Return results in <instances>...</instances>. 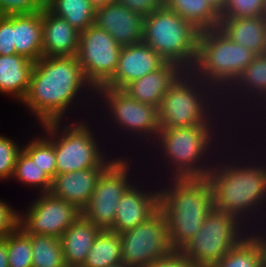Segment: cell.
Here are the masks:
<instances>
[{"label": "cell", "instance_id": "1", "mask_svg": "<svg viewBox=\"0 0 266 267\" xmlns=\"http://www.w3.org/2000/svg\"><path fill=\"white\" fill-rule=\"evenodd\" d=\"M228 148L220 150L207 175L213 190L214 208L236 216L250 230H262L266 227V224L263 226L266 223V156L261 162L253 157L250 160L241 158L242 154L235 156L236 151L223 155L230 152Z\"/></svg>", "mask_w": 266, "mask_h": 267}, {"label": "cell", "instance_id": "2", "mask_svg": "<svg viewBox=\"0 0 266 267\" xmlns=\"http://www.w3.org/2000/svg\"><path fill=\"white\" fill-rule=\"evenodd\" d=\"M93 96L96 89L87 80L77 56L41 57L34 64L29 90L21 105L34 115L38 124H44L67 119L76 102L74 108L78 102L83 106L78 99L88 104L92 97L95 104Z\"/></svg>", "mask_w": 266, "mask_h": 267}, {"label": "cell", "instance_id": "3", "mask_svg": "<svg viewBox=\"0 0 266 267\" xmlns=\"http://www.w3.org/2000/svg\"><path fill=\"white\" fill-rule=\"evenodd\" d=\"M224 127L223 125H197L164 128L157 134L151 149L153 150L154 147L156 152L159 151L161 160L164 161L159 163L161 165L164 163L166 169L170 168L167 177L169 175L171 179L207 178L220 149L224 145L226 147L232 146L229 145L231 143H228L227 138L233 133L231 130L228 131L227 127L223 129ZM222 130L225 131L226 139L223 138ZM226 132H228L227 136ZM225 140L227 141L225 142Z\"/></svg>", "mask_w": 266, "mask_h": 267}, {"label": "cell", "instance_id": "4", "mask_svg": "<svg viewBox=\"0 0 266 267\" xmlns=\"http://www.w3.org/2000/svg\"><path fill=\"white\" fill-rule=\"evenodd\" d=\"M166 180L159 188V210L165 217L171 247L180 251L214 208L213 190L207 178Z\"/></svg>", "mask_w": 266, "mask_h": 267}, {"label": "cell", "instance_id": "5", "mask_svg": "<svg viewBox=\"0 0 266 267\" xmlns=\"http://www.w3.org/2000/svg\"><path fill=\"white\" fill-rule=\"evenodd\" d=\"M158 111L161 129L197 125H225L228 130L236 129L230 120L224 121L228 117L222 109L221 96L192 71H185L166 91Z\"/></svg>", "mask_w": 266, "mask_h": 267}, {"label": "cell", "instance_id": "6", "mask_svg": "<svg viewBox=\"0 0 266 267\" xmlns=\"http://www.w3.org/2000/svg\"><path fill=\"white\" fill-rule=\"evenodd\" d=\"M255 54L234 43L220 29L200 32L198 54L191 71L222 96L252 62Z\"/></svg>", "mask_w": 266, "mask_h": 267}, {"label": "cell", "instance_id": "7", "mask_svg": "<svg viewBox=\"0 0 266 267\" xmlns=\"http://www.w3.org/2000/svg\"><path fill=\"white\" fill-rule=\"evenodd\" d=\"M65 122L67 120L39 125L40 129H43L44 136L54 145L56 174L109 166L116 159L111 156L109 158L105 153L88 120L84 118V121L74 119L70 120L72 123Z\"/></svg>", "mask_w": 266, "mask_h": 267}, {"label": "cell", "instance_id": "8", "mask_svg": "<svg viewBox=\"0 0 266 267\" xmlns=\"http://www.w3.org/2000/svg\"><path fill=\"white\" fill-rule=\"evenodd\" d=\"M200 31L164 6L154 10L143 20L142 42L158 53L166 62L191 71L198 54Z\"/></svg>", "mask_w": 266, "mask_h": 267}, {"label": "cell", "instance_id": "9", "mask_svg": "<svg viewBox=\"0 0 266 267\" xmlns=\"http://www.w3.org/2000/svg\"><path fill=\"white\" fill-rule=\"evenodd\" d=\"M250 231L236 216L213 208L180 251L196 267H212Z\"/></svg>", "mask_w": 266, "mask_h": 267}, {"label": "cell", "instance_id": "10", "mask_svg": "<svg viewBox=\"0 0 266 267\" xmlns=\"http://www.w3.org/2000/svg\"><path fill=\"white\" fill-rule=\"evenodd\" d=\"M95 97L99 100L96 104L101 105L99 112L100 108L102 112L105 109L104 117L106 118V115L107 117L109 115L108 120L111 119L108 124H110L109 126L114 124L113 128L117 133L124 135L123 132H125L126 137L128 134V136L131 135V139L135 137V140L138 139V141L141 137V142L143 140L144 145L146 140L149 141L146 144L153 145L157 134L161 130L158 107L137 101L123 89L100 87L96 89Z\"/></svg>", "mask_w": 266, "mask_h": 267}, {"label": "cell", "instance_id": "11", "mask_svg": "<svg viewBox=\"0 0 266 267\" xmlns=\"http://www.w3.org/2000/svg\"><path fill=\"white\" fill-rule=\"evenodd\" d=\"M118 157L98 178L90 200L81 211V216L101 230H111L117 206L126 190L134 183L130 174L131 158ZM132 180V181H131Z\"/></svg>", "mask_w": 266, "mask_h": 267}, {"label": "cell", "instance_id": "12", "mask_svg": "<svg viewBox=\"0 0 266 267\" xmlns=\"http://www.w3.org/2000/svg\"><path fill=\"white\" fill-rule=\"evenodd\" d=\"M119 234L122 264L127 267H148L173 251L165 217L160 210L135 228Z\"/></svg>", "mask_w": 266, "mask_h": 267}, {"label": "cell", "instance_id": "13", "mask_svg": "<svg viewBox=\"0 0 266 267\" xmlns=\"http://www.w3.org/2000/svg\"><path fill=\"white\" fill-rule=\"evenodd\" d=\"M122 47L95 24L80 32L77 58L91 85L98 89L115 74Z\"/></svg>", "mask_w": 266, "mask_h": 267}, {"label": "cell", "instance_id": "14", "mask_svg": "<svg viewBox=\"0 0 266 267\" xmlns=\"http://www.w3.org/2000/svg\"><path fill=\"white\" fill-rule=\"evenodd\" d=\"M31 205L19 211V226L28 234H39L60 238L80 216L74 205L51 193L37 195Z\"/></svg>", "mask_w": 266, "mask_h": 267}, {"label": "cell", "instance_id": "15", "mask_svg": "<svg viewBox=\"0 0 266 267\" xmlns=\"http://www.w3.org/2000/svg\"><path fill=\"white\" fill-rule=\"evenodd\" d=\"M233 102L235 105L233 104ZM238 103H239V106H238ZM252 103L253 105H251ZM221 104H222V109L224 108L223 111H226L229 114L230 112H232L231 113L232 115L227 114V117L229 118L230 121L231 120L242 121L243 119V118L240 119V117H238L240 113L236 114L235 112H233L236 110L237 106H238L237 110L239 109V112H240V109L242 110V107H245V108L247 107L249 111L251 109L253 110V107H255V109H257L261 114L263 110H264L263 112L265 113V110H266V53L258 54L254 56L252 62L241 72V74L238 76V78L232 84V86L221 96ZM229 105L231 106V108ZM232 108H235V110ZM234 114L237 115V117ZM233 115L234 117L233 119H231ZM235 117L236 119H234Z\"/></svg>", "mask_w": 266, "mask_h": 267}, {"label": "cell", "instance_id": "16", "mask_svg": "<svg viewBox=\"0 0 266 267\" xmlns=\"http://www.w3.org/2000/svg\"><path fill=\"white\" fill-rule=\"evenodd\" d=\"M137 181L139 180L134 181L126 190L118 203L115 221L111 229L113 232L121 233L135 228L159 210L160 193L158 186L156 188L155 185V189L152 187L153 190L152 188L146 190V185L138 186L140 181L139 183Z\"/></svg>", "mask_w": 266, "mask_h": 267}, {"label": "cell", "instance_id": "17", "mask_svg": "<svg viewBox=\"0 0 266 267\" xmlns=\"http://www.w3.org/2000/svg\"><path fill=\"white\" fill-rule=\"evenodd\" d=\"M167 62L143 42L122 47L114 76L102 87L124 89L131 82L161 69Z\"/></svg>", "mask_w": 266, "mask_h": 267}, {"label": "cell", "instance_id": "18", "mask_svg": "<svg viewBox=\"0 0 266 267\" xmlns=\"http://www.w3.org/2000/svg\"><path fill=\"white\" fill-rule=\"evenodd\" d=\"M143 20L117 2L95 9L94 24L108 32L121 47L142 42Z\"/></svg>", "mask_w": 266, "mask_h": 267}, {"label": "cell", "instance_id": "19", "mask_svg": "<svg viewBox=\"0 0 266 267\" xmlns=\"http://www.w3.org/2000/svg\"><path fill=\"white\" fill-rule=\"evenodd\" d=\"M108 166L56 174L49 193L76 206L80 211L93 194L98 178Z\"/></svg>", "mask_w": 266, "mask_h": 267}, {"label": "cell", "instance_id": "20", "mask_svg": "<svg viewBox=\"0 0 266 267\" xmlns=\"http://www.w3.org/2000/svg\"><path fill=\"white\" fill-rule=\"evenodd\" d=\"M80 32L65 19L43 8V57L77 56Z\"/></svg>", "mask_w": 266, "mask_h": 267}, {"label": "cell", "instance_id": "21", "mask_svg": "<svg viewBox=\"0 0 266 267\" xmlns=\"http://www.w3.org/2000/svg\"><path fill=\"white\" fill-rule=\"evenodd\" d=\"M185 71L180 65L167 62L161 69L131 82L123 90L141 103L159 107L163 95Z\"/></svg>", "mask_w": 266, "mask_h": 267}, {"label": "cell", "instance_id": "22", "mask_svg": "<svg viewBox=\"0 0 266 267\" xmlns=\"http://www.w3.org/2000/svg\"><path fill=\"white\" fill-rule=\"evenodd\" d=\"M219 28L234 43L255 55L266 53V15L261 17L221 18Z\"/></svg>", "mask_w": 266, "mask_h": 267}, {"label": "cell", "instance_id": "23", "mask_svg": "<svg viewBox=\"0 0 266 267\" xmlns=\"http://www.w3.org/2000/svg\"><path fill=\"white\" fill-rule=\"evenodd\" d=\"M35 62L19 54L0 55V94L25 99Z\"/></svg>", "mask_w": 266, "mask_h": 267}, {"label": "cell", "instance_id": "24", "mask_svg": "<svg viewBox=\"0 0 266 267\" xmlns=\"http://www.w3.org/2000/svg\"><path fill=\"white\" fill-rule=\"evenodd\" d=\"M43 9L13 15V44L16 54L36 62L42 53Z\"/></svg>", "mask_w": 266, "mask_h": 267}, {"label": "cell", "instance_id": "25", "mask_svg": "<svg viewBox=\"0 0 266 267\" xmlns=\"http://www.w3.org/2000/svg\"><path fill=\"white\" fill-rule=\"evenodd\" d=\"M101 229L80 216L61 235L60 242L68 267H81Z\"/></svg>", "mask_w": 266, "mask_h": 267}, {"label": "cell", "instance_id": "26", "mask_svg": "<svg viewBox=\"0 0 266 267\" xmlns=\"http://www.w3.org/2000/svg\"><path fill=\"white\" fill-rule=\"evenodd\" d=\"M266 259V238L261 230H251L212 267H261Z\"/></svg>", "mask_w": 266, "mask_h": 267}, {"label": "cell", "instance_id": "27", "mask_svg": "<svg viewBox=\"0 0 266 267\" xmlns=\"http://www.w3.org/2000/svg\"><path fill=\"white\" fill-rule=\"evenodd\" d=\"M163 6L200 32L219 28L220 13L207 0H163Z\"/></svg>", "mask_w": 266, "mask_h": 267}, {"label": "cell", "instance_id": "28", "mask_svg": "<svg viewBox=\"0 0 266 267\" xmlns=\"http://www.w3.org/2000/svg\"><path fill=\"white\" fill-rule=\"evenodd\" d=\"M120 234L101 230L92 244L82 267H117L122 265Z\"/></svg>", "mask_w": 266, "mask_h": 267}, {"label": "cell", "instance_id": "29", "mask_svg": "<svg viewBox=\"0 0 266 267\" xmlns=\"http://www.w3.org/2000/svg\"><path fill=\"white\" fill-rule=\"evenodd\" d=\"M44 6L52 14L65 19L79 32L94 25L96 8L90 0H48Z\"/></svg>", "mask_w": 266, "mask_h": 267}, {"label": "cell", "instance_id": "30", "mask_svg": "<svg viewBox=\"0 0 266 267\" xmlns=\"http://www.w3.org/2000/svg\"><path fill=\"white\" fill-rule=\"evenodd\" d=\"M32 243V267H65L60 238L29 234Z\"/></svg>", "mask_w": 266, "mask_h": 267}, {"label": "cell", "instance_id": "31", "mask_svg": "<svg viewBox=\"0 0 266 267\" xmlns=\"http://www.w3.org/2000/svg\"><path fill=\"white\" fill-rule=\"evenodd\" d=\"M11 179L20 181L21 184L32 187L31 189L36 188L39 194L50 192L52 186V179L23 149L18 155Z\"/></svg>", "mask_w": 266, "mask_h": 267}, {"label": "cell", "instance_id": "32", "mask_svg": "<svg viewBox=\"0 0 266 267\" xmlns=\"http://www.w3.org/2000/svg\"><path fill=\"white\" fill-rule=\"evenodd\" d=\"M7 243L9 267H32V243L29 234L17 226L4 238Z\"/></svg>", "mask_w": 266, "mask_h": 267}, {"label": "cell", "instance_id": "33", "mask_svg": "<svg viewBox=\"0 0 266 267\" xmlns=\"http://www.w3.org/2000/svg\"><path fill=\"white\" fill-rule=\"evenodd\" d=\"M26 144V145H25ZM22 149L51 178L56 175V158L54 145L43 135L36 134Z\"/></svg>", "mask_w": 266, "mask_h": 267}, {"label": "cell", "instance_id": "34", "mask_svg": "<svg viewBox=\"0 0 266 267\" xmlns=\"http://www.w3.org/2000/svg\"><path fill=\"white\" fill-rule=\"evenodd\" d=\"M266 15L265 0H226L220 18L261 17Z\"/></svg>", "mask_w": 266, "mask_h": 267}, {"label": "cell", "instance_id": "35", "mask_svg": "<svg viewBox=\"0 0 266 267\" xmlns=\"http://www.w3.org/2000/svg\"><path fill=\"white\" fill-rule=\"evenodd\" d=\"M22 146L0 134V181H10Z\"/></svg>", "mask_w": 266, "mask_h": 267}, {"label": "cell", "instance_id": "36", "mask_svg": "<svg viewBox=\"0 0 266 267\" xmlns=\"http://www.w3.org/2000/svg\"><path fill=\"white\" fill-rule=\"evenodd\" d=\"M43 8L40 0H0V15L28 14Z\"/></svg>", "mask_w": 266, "mask_h": 267}, {"label": "cell", "instance_id": "37", "mask_svg": "<svg viewBox=\"0 0 266 267\" xmlns=\"http://www.w3.org/2000/svg\"><path fill=\"white\" fill-rule=\"evenodd\" d=\"M13 15H0V55H13Z\"/></svg>", "mask_w": 266, "mask_h": 267}, {"label": "cell", "instance_id": "38", "mask_svg": "<svg viewBox=\"0 0 266 267\" xmlns=\"http://www.w3.org/2000/svg\"><path fill=\"white\" fill-rule=\"evenodd\" d=\"M19 225V210L0 199V240Z\"/></svg>", "mask_w": 266, "mask_h": 267}, {"label": "cell", "instance_id": "39", "mask_svg": "<svg viewBox=\"0 0 266 267\" xmlns=\"http://www.w3.org/2000/svg\"><path fill=\"white\" fill-rule=\"evenodd\" d=\"M115 2L125 6L141 17H148L154 10L163 7V0H116Z\"/></svg>", "mask_w": 266, "mask_h": 267}, {"label": "cell", "instance_id": "40", "mask_svg": "<svg viewBox=\"0 0 266 267\" xmlns=\"http://www.w3.org/2000/svg\"><path fill=\"white\" fill-rule=\"evenodd\" d=\"M148 267H196L181 251L173 250L167 256L162 257Z\"/></svg>", "mask_w": 266, "mask_h": 267}, {"label": "cell", "instance_id": "41", "mask_svg": "<svg viewBox=\"0 0 266 267\" xmlns=\"http://www.w3.org/2000/svg\"><path fill=\"white\" fill-rule=\"evenodd\" d=\"M7 243L4 239L0 240V267H9Z\"/></svg>", "mask_w": 266, "mask_h": 267}, {"label": "cell", "instance_id": "42", "mask_svg": "<svg viewBox=\"0 0 266 267\" xmlns=\"http://www.w3.org/2000/svg\"><path fill=\"white\" fill-rule=\"evenodd\" d=\"M220 13L224 7L226 0H207Z\"/></svg>", "mask_w": 266, "mask_h": 267}, {"label": "cell", "instance_id": "43", "mask_svg": "<svg viewBox=\"0 0 266 267\" xmlns=\"http://www.w3.org/2000/svg\"><path fill=\"white\" fill-rule=\"evenodd\" d=\"M116 0H90V3L95 7V8H99L102 6H106L108 4H111L113 2H115Z\"/></svg>", "mask_w": 266, "mask_h": 267}, {"label": "cell", "instance_id": "44", "mask_svg": "<svg viewBox=\"0 0 266 267\" xmlns=\"http://www.w3.org/2000/svg\"><path fill=\"white\" fill-rule=\"evenodd\" d=\"M263 115H258L259 117L261 116L262 118H264V120L266 119V111H265V113H262ZM264 114H265V117H263L264 116ZM265 127H266V125H264Z\"/></svg>", "mask_w": 266, "mask_h": 267}, {"label": "cell", "instance_id": "45", "mask_svg": "<svg viewBox=\"0 0 266 267\" xmlns=\"http://www.w3.org/2000/svg\"><path fill=\"white\" fill-rule=\"evenodd\" d=\"M265 228V229H264ZM261 231H262V233H264V236H265V238H266V227H264Z\"/></svg>", "mask_w": 266, "mask_h": 267}, {"label": "cell", "instance_id": "46", "mask_svg": "<svg viewBox=\"0 0 266 267\" xmlns=\"http://www.w3.org/2000/svg\"><path fill=\"white\" fill-rule=\"evenodd\" d=\"M40 1L45 5L48 0H40Z\"/></svg>", "mask_w": 266, "mask_h": 267}, {"label": "cell", "instance_id": "47", "mask_svg": "<svg viewBox=\"0 0 266 267\" xmlns=\"http://www.w3.org/2000/svg\"><path fill=\"white\" fill-rule=\"evenodd\" d=\"M261 267H266V259L263 262V265Z\"/></svg>", "mask_w": 266, "mask_h": 267}, {"label": "cell", "instance_id": "48", "mask_svg": "<svg viewBox=\"0 0 266 267\" xmlns=\"http://www.w3.org/2000/svg\"><path fill=\"white\" fill-rule=\"evenodd\" d=\"M117 267H127V266H125V265L122 264V265H119V266H117Z\"/></svg>", "mask_w": 266, "mask_h": 267}]
</instances>
